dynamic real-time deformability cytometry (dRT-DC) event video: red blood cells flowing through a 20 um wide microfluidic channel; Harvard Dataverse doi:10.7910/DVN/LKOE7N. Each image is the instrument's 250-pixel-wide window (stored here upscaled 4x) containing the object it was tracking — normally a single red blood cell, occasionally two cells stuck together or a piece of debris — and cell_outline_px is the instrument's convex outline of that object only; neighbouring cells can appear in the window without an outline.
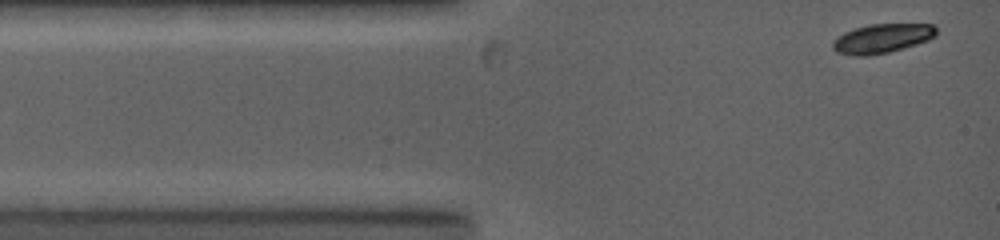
{"species": "common noctule bat (a hibernating species)", "species_latin": "Nyctalus noctula", "temperature_condition": "warm", "stored_images_in_passage": 12, "camera_frame_rate_fps": 5000, "um_per_image_px": 0.085, "animal": {"sex": "female", "body_mass_g": 19.0, "forearm_length_mm": 53.3}, "frame": {"image": 1, "passage_image": 1, "time_ms": 0.0, "image_size_px": [1000, 240], "cell_outline_px": [[936, 36], [928, 40], [916, 44], [888, 52], [864, 56], [852, 56], [836, 52], [832, 48], [832, 40], [836, 36], [844, 32], [868, 24], [932, 24], [936, 28]], "centroid_in_image_um": [74.93, 3.27], "position_along_channel_um": 10.1, "area_um2": 17.69}}
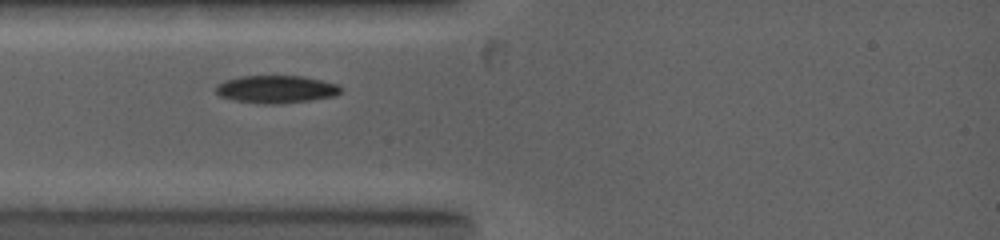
{"frame": {"image": 2, "passage_image": 6, "time_ms": 2.4, "image_size_px": [1000, 240], "cell_outline_px": [[340, 92], [336, 96], [312, 100], [280, 104], [264, 104], [232, 100], [220, 96], [216, 92], [216, 84], [224, 80], [240, 76], [300, 76], [320, 80], [336, 84], [340, 88]], "centroid_in_image_um": [23.43, 7.59], "position_along_channel_um": 61.6, "area_um2": 20.17}}